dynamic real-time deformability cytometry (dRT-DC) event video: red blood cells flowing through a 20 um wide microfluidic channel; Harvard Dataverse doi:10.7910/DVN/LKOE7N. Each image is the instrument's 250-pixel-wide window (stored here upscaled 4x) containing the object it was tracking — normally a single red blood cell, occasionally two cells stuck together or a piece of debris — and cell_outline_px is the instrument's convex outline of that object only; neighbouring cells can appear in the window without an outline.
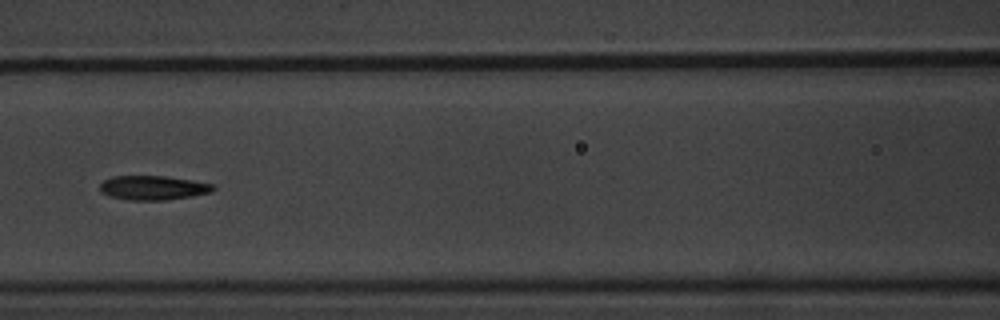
{"species": "common noctule bat (a hibernating species)", "species_latin": "Nyctalus noctula", "temperature_condition": "warm", "stored_images_in_passage": 8, "camera_frame_rate_fps": 3000, "um_per_image_px": 0.085, "animal": {"sex": "male", "body_mass_g": 20.1, "forearm_length_mm": 53.5}, "frame": {"image": 1, "passage_image": 6, "time_ms": 6.333, "image_size_px": [1000, 320], "cell_outline_px": [[216, 188], [212, 192], [192, 196], [164, 200], [128, 200], [108, 196], [100, 192], [100, 184], [104, 180], [112, 176], [164, 176], [212, 184]], "centroid_in_image_um": [12.97, 15.97], "position_along_channel_um": 153.6, "area_um2": 15.95}}